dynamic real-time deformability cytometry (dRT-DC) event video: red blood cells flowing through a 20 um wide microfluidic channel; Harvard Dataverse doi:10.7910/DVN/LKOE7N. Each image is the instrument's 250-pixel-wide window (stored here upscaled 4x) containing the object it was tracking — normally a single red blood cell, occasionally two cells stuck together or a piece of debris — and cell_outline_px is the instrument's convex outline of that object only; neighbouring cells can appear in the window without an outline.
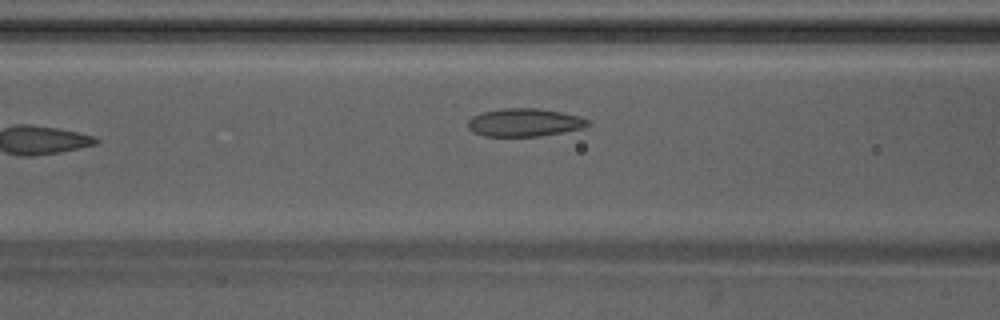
{"species": "Egyptian fruit bat (a non-hibernating species)", "species_latin": "Rousettus aegyptiacus", "temperature_condition": "warm", "stored_images_in_passage": 5, "segment_of_instrument_passage": [1, 2], "camera_frame_rate_fps": 3000, "um_per_image_px": 0.085, "animal": {"sex": "male"}, "frame": {"image": 1, "passage_image": 4, "time_ms": 1.0, "image_size_px": [1000, 320], "cell_outline_px": [[592, 124], [584, 128], [540, 136], [484, 136], [472, 132], [468, 128], [468, 120], [472, 116], [480, 112], [504, 108], [536, 108], [560, 112], [580, 116], [588, 120]], "centroid_in_image_um": [44.57, 10.41], "position_along_channel_um": 122.0, "area_um2": 19.71}}